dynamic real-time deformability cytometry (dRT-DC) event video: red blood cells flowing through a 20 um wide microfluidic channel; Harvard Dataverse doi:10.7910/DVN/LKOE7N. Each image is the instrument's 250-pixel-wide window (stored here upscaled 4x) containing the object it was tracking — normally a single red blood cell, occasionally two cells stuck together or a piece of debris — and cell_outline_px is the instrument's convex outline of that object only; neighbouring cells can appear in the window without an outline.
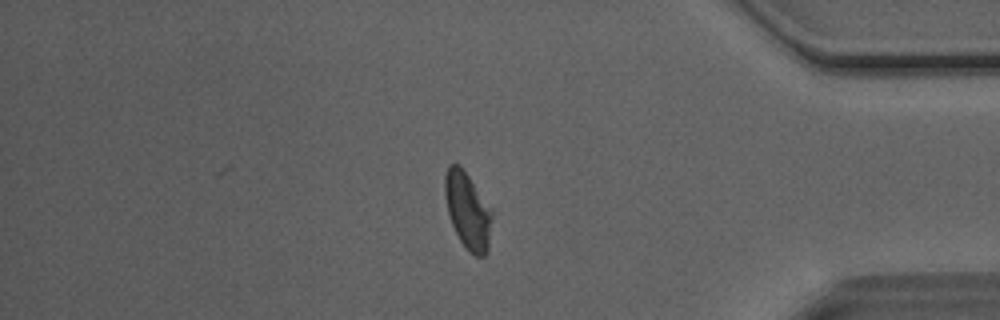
{"species": "Egyptian fruit bat (a non-hibernating species)", "species_latin": "Rousettus aegyptiacus", "temperature_condition": "room temperature", "stored_images_in_passage": 50, "camera_frame_rate_fps": 3000, "um_per_image_px": 0.085, "animal": {"sex": "male"}, "frame": {"image": 1, "passage_image": 42, "time_ms": 13.667, "image_size_px": [1000, 320], "cell_outline_px": [[496, 212], [488, 248], [484, 256], [476, 256], [468, 252], [460, 240], [452, 224], [448, 212], [444, 196], [444, 176], [448, 164], [460, 164]], "centroid_in_image_um": [39.8, 17.88], "position_along_channel_um": 395.4, "area_um2": 21.85}}
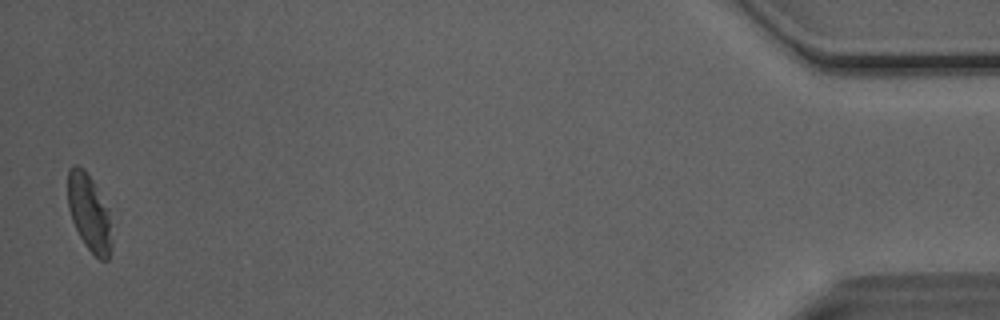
{"frame": {"image": 2, "passage_image": 49, "time_ms": 16.0, "image_size_px": [1000, 320], "cell_outline_px": [[112, 244], [108, 260], [100, 260], [84, 244], [72, 220], [68, 208], [68, 168], [72, 164], [76, 164], [84, 168], [92, 180], [108, 208]], "centroid_in_image_um": [7.57, 18.06], "position_along_channel_um": 427.6, "area_um2": 19.59}, "authors_computed_cell_mechanics": {"area_um2": 21.8773, "velocity_mm_per_s": 4.0644, "shape_relaxation_time_tau1_ms": null, "shape_relaxation_time_tau2_ms": 1.8507, "deformation_change_tau1": null, "deformation_change_tau2": 0.0835}}